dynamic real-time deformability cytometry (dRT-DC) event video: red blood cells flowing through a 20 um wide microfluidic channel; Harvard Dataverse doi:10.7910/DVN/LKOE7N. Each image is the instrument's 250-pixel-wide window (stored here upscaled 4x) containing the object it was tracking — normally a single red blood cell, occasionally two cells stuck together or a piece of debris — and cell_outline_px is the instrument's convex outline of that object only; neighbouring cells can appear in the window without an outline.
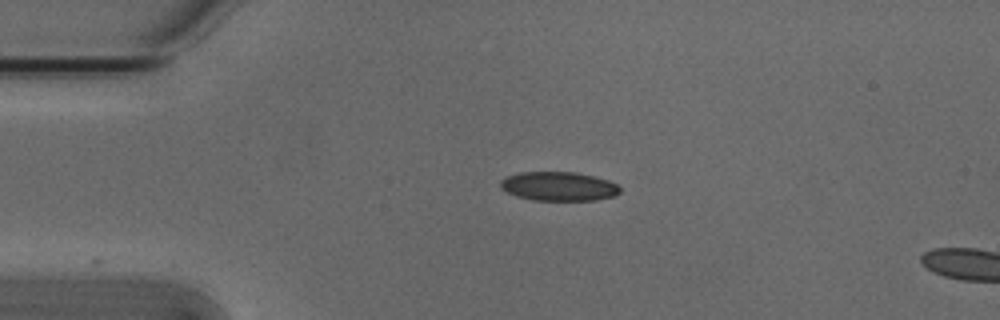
{"species": "Egyptian fruit bat (a non-hibernating species)", "species_latin": "Rousettus aegyptiacus", "temperature_condition": "cold", "stored_images_in_passage": 11, "camera_frame_rate_fps": 3000, "um_per_image_px": 0.085, "animal": {"sex": "male"}, "frame": {"image": 1, "passage_image": 1, "time_ms": 0.0, "image_size_px": [1000, 320], "cell_outline_px": [[620, 192], [612, 196], [596, 200], [532, 200], [516, 196], [500, 188], [500, 180], [504, 176], [520, 172], [576, 172], [608, 180], [616, 184], [620, 188]], "centroid_in_image_um": [47.44, 15.83], "position_along_channel_um": 37.6, "area_um2": 20.23}}
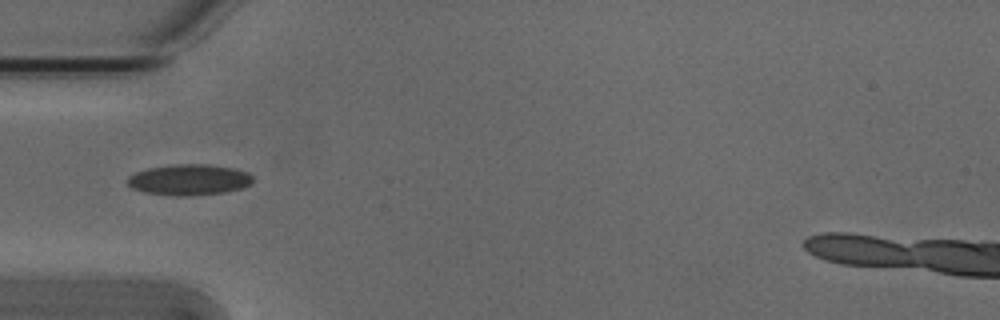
{"frame": {"image": 2, "passage_image": 6, "time_ms": 1.667, "image_size_px": [1000, 320], "cell_outline_px": [[252, 184], [240, 188], [224, 192], [192, 196], [176, 196], [144, 192], [132, 188], [128, 184], [128, 176], [136, 172], [148, 168], [172, 164], [208, 164], [236, 168], [248, 172], [252, 176]], "centroid_in_image_um": [16.09, 15.27], "position_along_channel_um": 68.9, "area_um2": 22.72}}
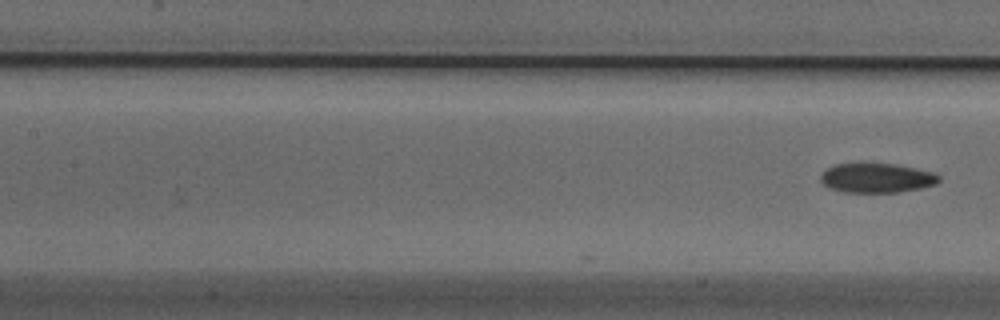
{"frame": {"image": 3, "passage_image": 11, "time_ms": 3.333, "image_size_px": [1000, 320], "cell_outline_px": [[940, 180], [936, 184], [920, 188], [900, 192], [844, 192], [828, 188], [820, 180], [820, 176], [828, 168], [836, 164], [896, 164], [936, 172], [940, 176]], "centroid_in_image_um": [74.56, 15.13], "position_along_channel_um": 132.8, "area_um2": 20.29}}